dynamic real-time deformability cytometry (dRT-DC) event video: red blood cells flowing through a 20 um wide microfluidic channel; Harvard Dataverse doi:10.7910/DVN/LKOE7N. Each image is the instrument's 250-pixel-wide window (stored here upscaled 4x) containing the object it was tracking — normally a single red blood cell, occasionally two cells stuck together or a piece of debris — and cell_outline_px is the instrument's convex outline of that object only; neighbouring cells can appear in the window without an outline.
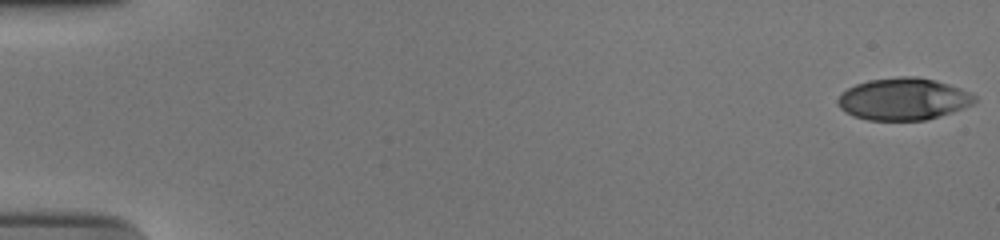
{"species": "human", "species_latin": "Homo sapiens", "temperature_condition": "cold", "stored_images_in_passage": 55, "camera_frame_rate_fps": 3000, "um_per_image_px": 0.085, "donor": {"sex": "male"}, "frame": {"image": 1, "passage_image": 1, "time_ms": 0.0, "image_size_px": [1000, 240], "cell_outline_px": [[976, 100], [972, 104], [964, 108], [928, 120], [868, 120], [852, 116], [844, 112], [840, 108], [836, 100], [840, 92], [856, 84], [868, 80], [900, 76], [916, 76], [936, 80], [972, 92], [976, 96]], "centroid_in_image_um": [76.77, 8.42], "position_along_channel_um": 8.2, "area_um2": 33.93}}
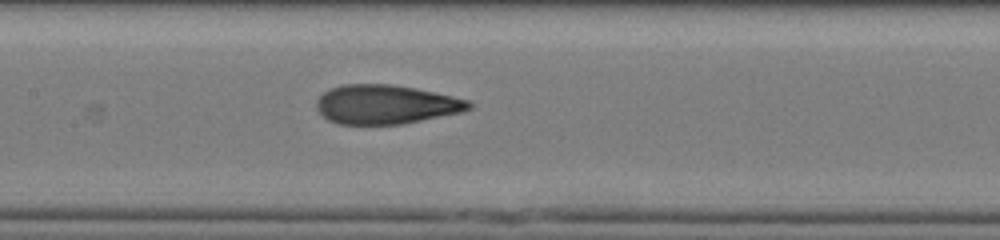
{"frame": {"image": 2, "passage_image": 28, "time_ms": 9.0, "image_size_px": [1000, 240], "cell_outline_px": [[472, 108], [460, 112], [400, 124], [336, 124], [328, 120], [316, 108], [316, 100], [324, 92], [332, 88], [344, 84], [392, 84], [416, 88], [452, 96], [468, 100], [472, 104]], "centroid_in_image_um": [32.77, 8.87], "position_along_channel_um": 174.6, "area_um2": 34.51}}
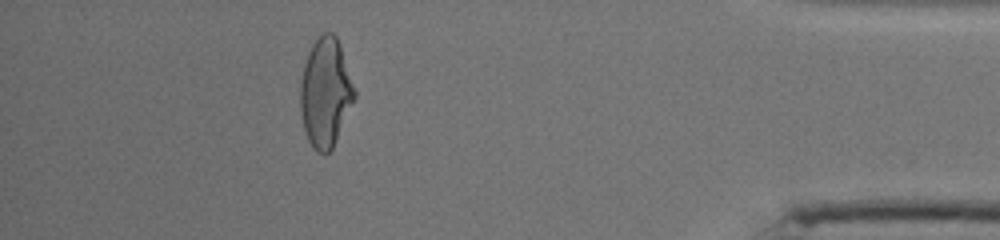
{"frame": {"image": 3, "passage_image": 50, "time_ms": 16.333, "image_size_px": [1000, 240], "cell_outline_px": [[356, 96], [332, 148], [324, 156], [316, 152], [312, 148], [308, 140], [304, 128], [300, 108], [300, 80], [304, 64], [308, 52], [312, 44], [324, 32], [332, 32], [336, 36], [340, 44], [356, 92]], "centroid_in_image_um": [27.65, 7.88], "position_along_channel_um": 407.5, "area_um2": 34.33}, "authors_computed_cell_mechanics": {"area_um2": 34.1598, "velocity_mm_per_s": 3.7725, "shape_relaxation_time_tau1_ms": 6.9358, "shape_relaxation_time_tau2_ms": 1.1377, "deformation_change_tau1": 0.2464, "deformation_change_tau2": 0.0873}}